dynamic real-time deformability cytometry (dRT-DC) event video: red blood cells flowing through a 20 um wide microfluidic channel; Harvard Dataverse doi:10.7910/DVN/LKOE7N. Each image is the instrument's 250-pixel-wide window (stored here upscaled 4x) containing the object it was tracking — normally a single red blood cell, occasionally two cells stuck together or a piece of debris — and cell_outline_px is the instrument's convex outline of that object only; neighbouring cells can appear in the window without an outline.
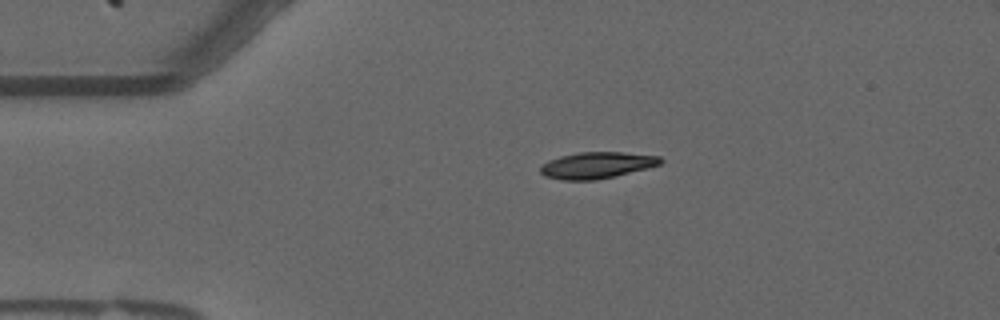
{"species": "common noctule bat (a hibernating species)", "species_latin": "Nyctalus noctula", "temperature_condition": "warm", "stored_images_in_passage": 45, "camera_frame_rate_fps": 3000, "um_per_image_px": 0.085, "animal": {"sex": "male", "forearm_length_mm": 52.5}, "frame": {"image": 1, "passage_image": 1, "time_ms": 0.0, "image_size_px": [1000, 320], "cell_outline_px": [[664, 160], [660, 164], [648, 168], [596, 180], [560, 180], [544, 176], [540, 172], [540, 168], [548, 160], [560, 156], [580, 152], [624, 152], [660, 156]], "centroid_in_image_um": [50.73, 14.04], "position_along_channel_um": 34.3, "area_um2": 18.5}}
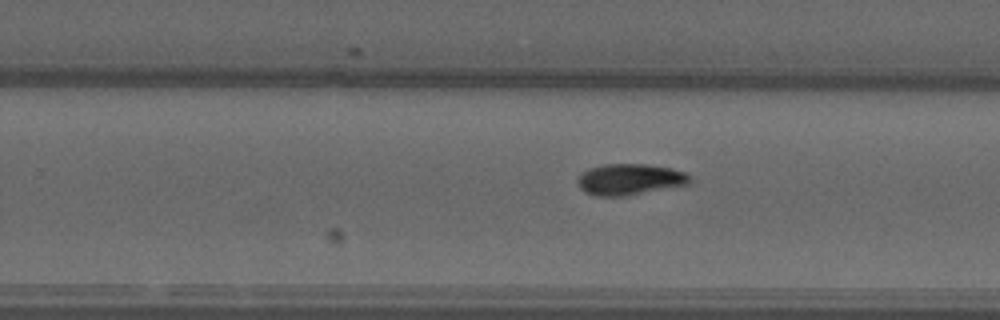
{"frame": {"image": 2, "passage_image": 24, "time_ms": 7.667, "image_size_px": [1000, 320], "cell_outline_px": [[692, 180], [688, 184], [624, 196], [596, 196], [584, 192], [580, 188], [576, 180], [588, 168], [604, 164], [648, 164], [672, 168], [684, 172]], "centroid_in_image_um": [53.5, 15.24], "position_along_channel_um": 276.3, "area_um2": 20.29}}
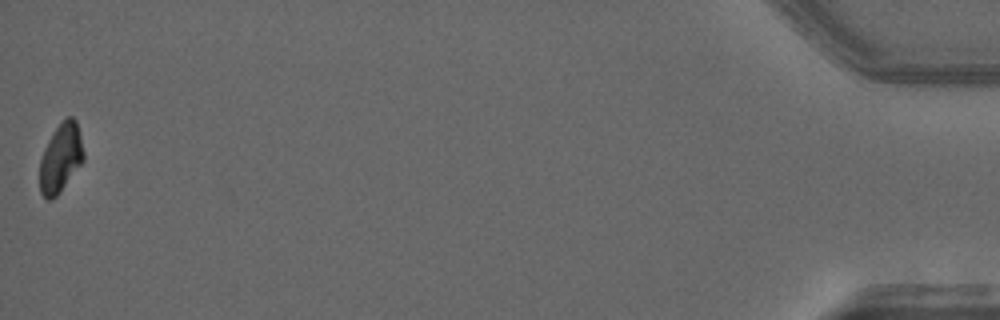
{"frame": {"image": 3, "passage_image": 45, "time_ms": 14.667, "image_size_px": [1000, 320], "cell_outline_px": [[84, 160], [56, 196], [52, 200], [48, 200], [40, 192], [40, 160], [44, 148], [48, 140], [64, 116], [72, 116], [76, 120], [84, 152]], "centroid_in_image_um": [5.16, 13.4], "position_along_channel_um": 430.0, "area_um2": 17.46}, "authors_computed_cell_mechanics": {"area_um2": 19.4786, "velocity_mm_per_s": 3.6552, "shape_relaxation_time_tau1_ms": 8.3447, "shape_relaxation_time_tau2_ms": null, "deformation_change_tau1": 0.2174, "deformation_change_tau2": null}}